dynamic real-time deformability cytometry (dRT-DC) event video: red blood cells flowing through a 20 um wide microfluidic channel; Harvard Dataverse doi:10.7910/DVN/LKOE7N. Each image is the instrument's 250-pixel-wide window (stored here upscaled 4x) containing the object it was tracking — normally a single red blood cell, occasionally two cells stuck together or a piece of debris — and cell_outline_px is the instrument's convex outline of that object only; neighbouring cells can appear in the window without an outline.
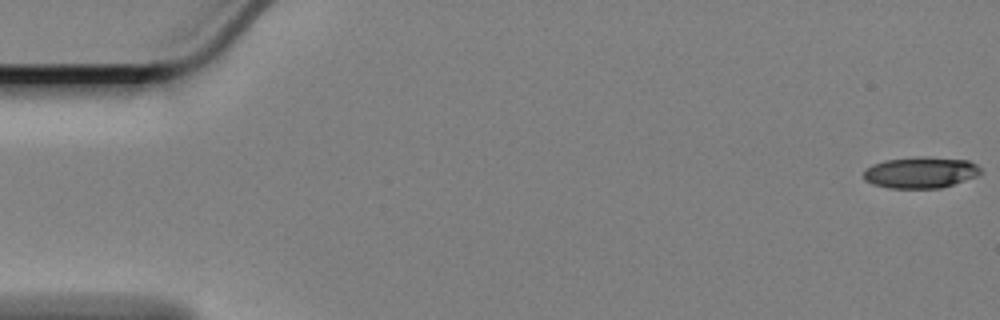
{"species": "Egyptian fruit bat (a non-hibernating species)", "species_latin": "Rousettus aegyptiacus", "temperature_condition": "cold", "stored_images_in_passage": 60, "camera_frame_rate_fps": 3000, "um_per_image_px": 0.085, "animal": {"sex": "female"}, "frame": {"image": 1, "passage_image": 1, "time_ms": 0.0, "image_size_px": [1000, 320], "cell_outline_px": [[984, 172], [976, 176], [940, 188], [888, 188], [872, 184], [864, 180], [864, 172], [872, 164], [884, 160], [968, 160], [976, 164]], "centroid_in_image_um": [78.22, 14.73], "position_along_channel_um": 6.8, "area_um2": 20.11}}
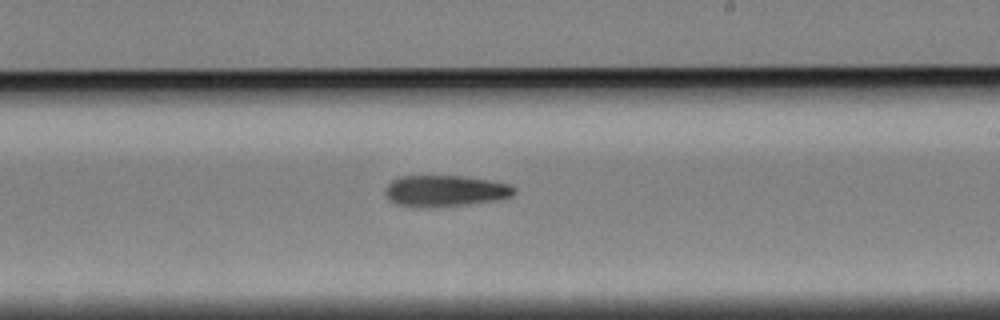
{"frame": {"image": 2, "passage_image": 35, "time_ms": 11.333, "image_size_px": [1000, 320], "cell_outline_px": [[516, 192], [512, 196], [500, 200], [468, 204], [424, 208], [416, 208], [396, 204], [388, 200], [384, 192], [388, 184], [392, 180], [400, 176], [460, 176], [508, 184], [516, 188]], "centroid_in_image_um": [37.8, 16.25], "position_along_channel_um": 251.2, "area_um2": 23.64}}
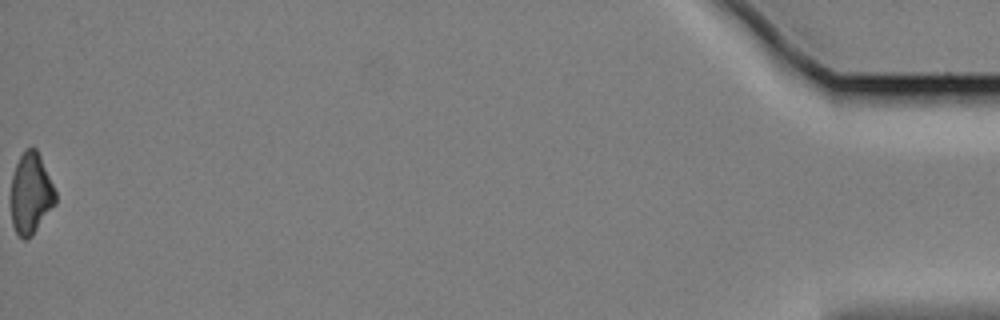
{"frame": {"image": 3, "passage_image": 60, "time_ms": 19.667, "image_size_px": [1000, 320], "cell_outline_px": [[56, 204], [32, 236], [28, 240], [24, 240], [16, 232], [12, 224], [12, 176], [16, 164], [24, 148], [36, 148], [40, 156], [56, 192]], "centroid_in_image_um": [2.63, 16.47], "position_along_channel_um": 432.6, "area_um2": 20.92}, "authors_computed_cell_mechanics": {"area_um2": 22.4842, "velocity_mm_per_s": 3.3661, "shape_relaxation_time_tau1_ms": 5.832, "shape_relaxation_time_tau2_ms": null, "deformation_change_tau1": 0.1586, "deformation_change_tau2": null}}